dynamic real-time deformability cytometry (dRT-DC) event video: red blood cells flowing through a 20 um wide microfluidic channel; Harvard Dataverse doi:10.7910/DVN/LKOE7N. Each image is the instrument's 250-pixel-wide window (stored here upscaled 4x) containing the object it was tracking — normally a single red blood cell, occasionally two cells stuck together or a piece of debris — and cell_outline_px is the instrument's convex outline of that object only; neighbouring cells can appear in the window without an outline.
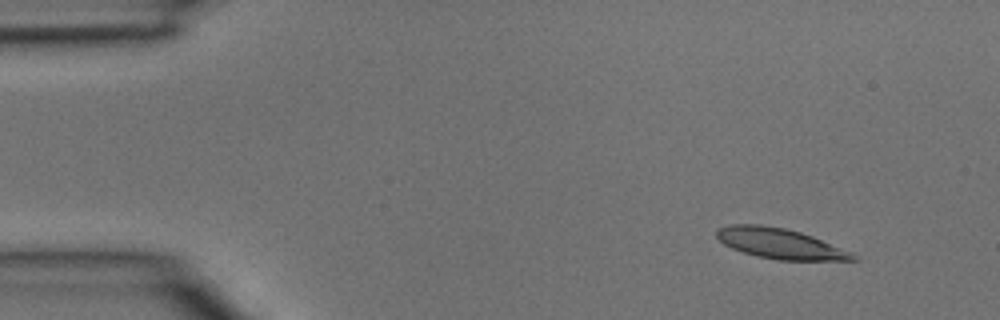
{"species": "common noctule bat (a hibernating species)", "species_latin": "Nyctalus noctula", "temperature_condition": "room temperature", "stored_images_in_passage": 4, "segment_of_instrument_passage": [1, 2], "camera_frame_rate_fps": 3000, "um_per_image_px": 0.085, "animal": {"sex": "male", "body_mass_g": 15.6}, "frame": {"image": 1, "passage_image": 1, "time_ms": 0.0, "image_size_px": [1000, 320], "cell_outline_px": [[860, 260], [780, 260], [756, 256], [732, 248], [724, 244], [716, 236], [716, 232], [720, 228], [732, 224], [760, 224], [784, 228], [800, 232], [812, 236], [852, 252], [860, 256]], "centroid_in_image_um": [66.34, 20.71], "position_along_channel_um": 18.7, "area_um2": 23.99}}
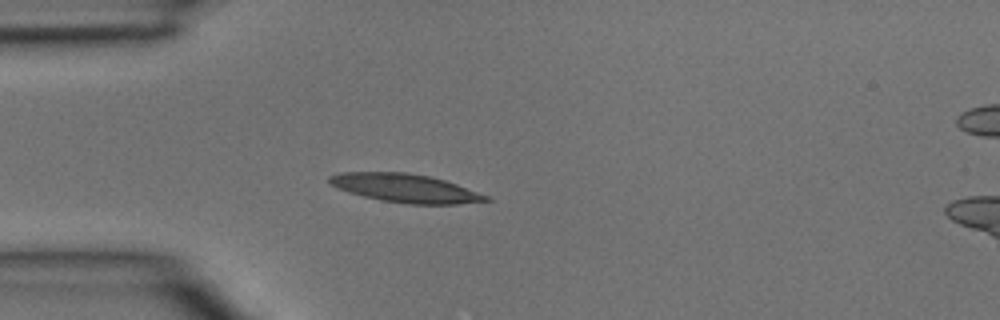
{"frame": {"image": 2, "passage_image": 3, "time_ms": 0.667, "image_size_px": [1000, 320], "cell_outline_px": [[492, 200], [456, 204], [408, 204], [380, 200], [348, 192], [336, 188], [328, 180], [328, 176], [340, 172], [404, 172], [428, 176], [444, 180], [456, 184], [488, 196]], "centroid_in_image_um": [34.41, 15.99], "position_along_channel_um": 50.6, "area_um2": 25.78}}